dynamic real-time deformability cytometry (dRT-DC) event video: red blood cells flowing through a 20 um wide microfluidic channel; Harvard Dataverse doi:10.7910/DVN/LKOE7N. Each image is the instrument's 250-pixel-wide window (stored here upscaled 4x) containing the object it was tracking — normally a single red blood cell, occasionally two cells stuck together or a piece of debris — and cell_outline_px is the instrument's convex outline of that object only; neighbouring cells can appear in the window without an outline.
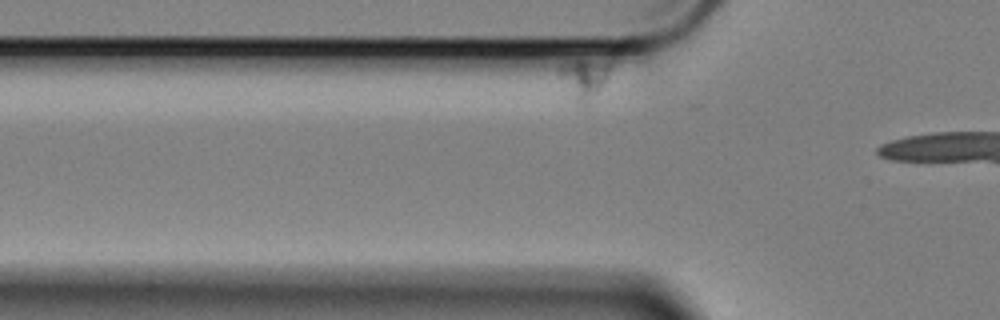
{"species": "Egyptian fruit bat (a non-hibernating species)", "species_latin": "Rousettus aegyptiacus", "temperature_condition": "cold", "stored_images_in_passage": 6, "camera_frame_rate_fps": 3000, "um_per_image_px": 0.085, "animal": {"sex": "female"}, "frame": {"image": 1, "passage_image": 3, "time_ms": 0.667, "image_size_px": [1000, 320], "cell_outline_px": [[608, 76], [600, 88], [584, 104], [576, 104], [560, 76], [560, 64], [576, 60], [584, 60], [608, 64]], "centroid_in_image_um": [49.59, 6.68], "position_along_channel_um": 76.2, "area_um2": 10.87}}